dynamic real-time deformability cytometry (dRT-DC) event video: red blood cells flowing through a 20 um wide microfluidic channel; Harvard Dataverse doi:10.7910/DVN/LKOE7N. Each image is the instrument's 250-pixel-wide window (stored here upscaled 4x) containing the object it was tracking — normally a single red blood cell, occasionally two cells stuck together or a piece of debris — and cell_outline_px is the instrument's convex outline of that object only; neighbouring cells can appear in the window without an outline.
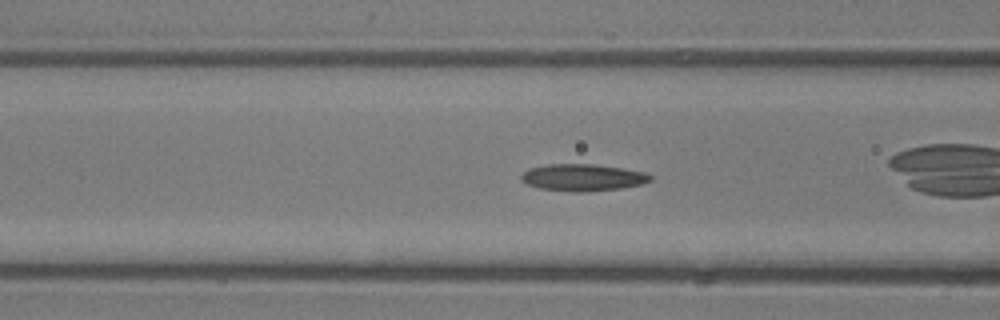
{"species": "common noctule bat (a hibernating species)", "species_latin": "Nyctalus noctula", "temperature_condition": "room temperature", "stored_images_in_passage": 26, "camera_frame_rate_fps": 3000, "um_per_image_px": 0.085, "animal": {"sex": "male", "body_mass_g": 13.3}, "frame": {"image": 1, "passage_image": 15, "time_ms": 4.667, "image_size_px": [1000, 320], "cell_outline_px": [[652, 180], [644, 184], [620, 188], [580, 192], [576, 192], [536, 188], [524, 184], [520, 180], [520, 176], [524, 172], [532, 168], [548, 164], [592, 164], [620, 168], [644, 172], [652, 176]], "centroid_in_image_um": [49.5, 15.09], "position_along_channel_um": 117.1, "area_um2": 20.23}}